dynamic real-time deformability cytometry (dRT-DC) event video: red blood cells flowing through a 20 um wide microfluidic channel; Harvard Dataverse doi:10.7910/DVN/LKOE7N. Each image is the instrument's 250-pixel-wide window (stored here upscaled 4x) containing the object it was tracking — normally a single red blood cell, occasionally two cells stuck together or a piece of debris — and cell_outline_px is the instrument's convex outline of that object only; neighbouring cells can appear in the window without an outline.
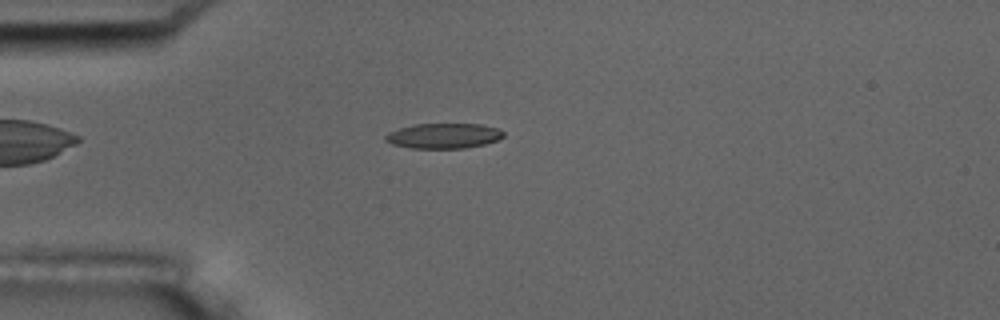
{"species": "common noctule bat (a hibernating species)", "species_latin": "Nyctalus noctula", "temperature_condition": "room temperature", "stored_images_in_passage": 8, "camera_frame_rate_fps": 3000, "um_per_image_px": 0.085, "animal": {"sex": "male", "body_mass_g": 17.5, "forearm_length_mm": 52.3}, "frame": {"image": 1, "passage_image": 5, "time_ms": 4.667, "image_size_px": [1000, 320], "cell_outline_px": [[504, 136], [496, 140], [484, 144], [464, 148], [412, 148], [392, 144], [384, 140], [384, 136], [388, 132], [400, 128], [416, 124], [480, 124], [496, 128], [504, 132]], "centroid_in_image_um": [37.68, 11.54], "position_along_channel_um": 47.3, "area_um2": 17.17}}